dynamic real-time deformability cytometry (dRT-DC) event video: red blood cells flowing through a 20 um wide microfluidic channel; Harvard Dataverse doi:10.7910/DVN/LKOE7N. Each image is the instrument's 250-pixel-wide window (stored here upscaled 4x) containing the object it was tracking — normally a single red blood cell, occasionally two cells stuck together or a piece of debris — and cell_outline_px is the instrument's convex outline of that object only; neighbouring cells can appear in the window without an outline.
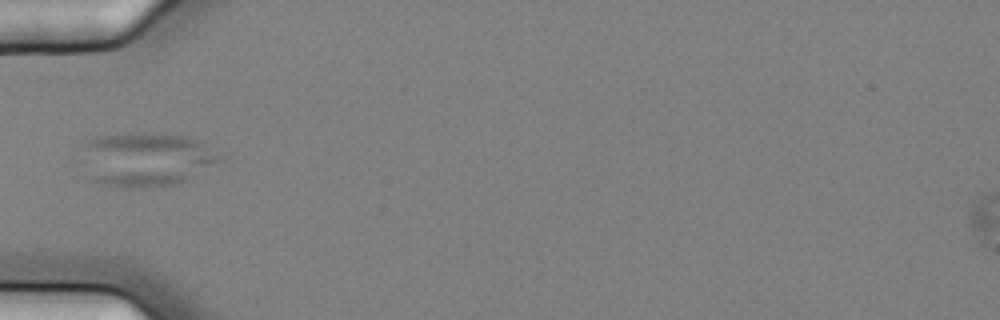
{"species": "common noctule bat (a hibernating species)", "species_latin": "Nyctalus noctula", "temperature_condition": "cold", "stored_images_in_passage": 7, "camera_frame_rate_fps": 3000, "um_per_image_px": 0.085, "animal": {"sex": "female", "body_mass_g": 25.1}, "frame": {"image": 1, "passage_image": 7, "time_ms": 2.0, "image_size_px": [1000, 320], "cell_outline_px": [[224, 160], [196, 176], [180, 184], [152, 188], [132, 188], [92, 184], [80, 148], [80, 144], [96, 136], [132, 132], [156, 132], [184, 136], [204, 140]], "centroid_in_image_um": [12.43, 13.54], "position_along_channel_um": 72.6, "area_um2": 45.08}}